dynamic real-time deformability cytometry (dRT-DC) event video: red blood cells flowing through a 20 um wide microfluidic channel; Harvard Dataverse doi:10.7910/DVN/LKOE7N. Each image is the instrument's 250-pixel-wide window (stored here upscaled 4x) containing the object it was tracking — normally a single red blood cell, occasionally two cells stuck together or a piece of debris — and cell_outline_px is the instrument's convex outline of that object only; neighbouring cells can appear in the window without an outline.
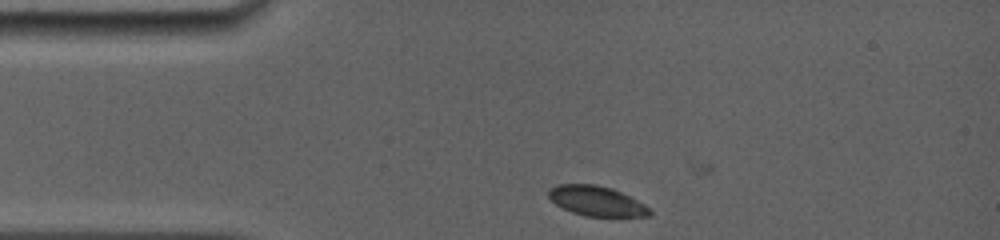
{"species": "common noctule bat (a hibernating species)", "species_latin": "Nyctalus noctula", "temperature_condition": "room temperature", "stored_images_in_passage": 7, "camera_frame_rate_fps": 5000, "um_per_image_px": 0.085, "animal": {"sex": "female", "body_mass_g": 19.0, "forearm_length_mm": 56.7}, "frame": {"image": 1, "passage_image": 1, "time_ms": 0.0, "image_size_px": [1000, 240], "cell_outline_px": [[652, 216], [584, 216], [572, 212], [556, 204], [548, 196], [548, 188], [556, 184], [596, 184], [612, 188], [644, 204], [652, 212]], "centroid_in_image_um": [50.68, 17.07], "position_along_channel_um": 34.3, "area_um2": 17.51}}